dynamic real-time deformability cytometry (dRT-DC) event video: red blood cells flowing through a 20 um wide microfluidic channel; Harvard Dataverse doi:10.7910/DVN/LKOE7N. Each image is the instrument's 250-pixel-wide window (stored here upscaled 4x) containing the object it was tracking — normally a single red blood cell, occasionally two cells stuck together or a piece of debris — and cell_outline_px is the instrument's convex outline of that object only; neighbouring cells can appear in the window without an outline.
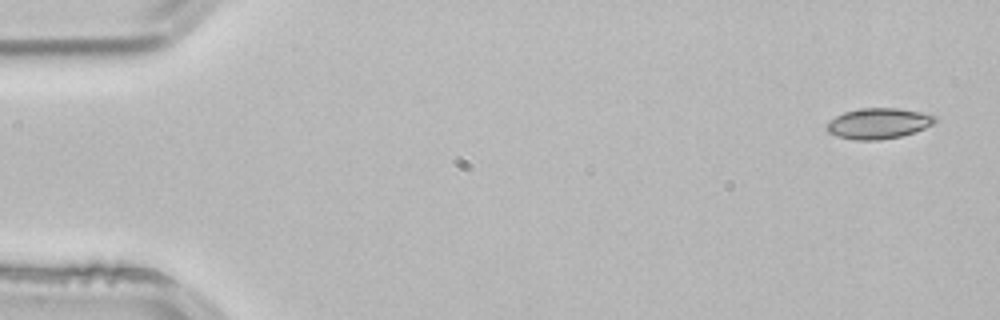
{"species": "common noctule bat (a hibernating species)", "species_latin": "Nyctalus noctula", "temperature_condition": "room temperature", "stored_images_in_passage": 4, "camera_frame_rate_fps": 3000, "um_per_image_px": 0.085, "animal": {"sex": "male", "body_mass_g": 21.5, "forearm_length_mm": 52.0}, "frame": {"image": 1, "passage_image": 1, "time_ms": 0.0, "image_size_px": [1000, 320], "cell_outline_px": [[936, 120], [932, 124], [924, 128], [900, 136], [880, 140], [856, 140], [836, 136], [828, 132], [824, 124], [828, 120], [844, 112], [864, 108], [896, 108], [920, 112], [936, 116]], "centroid_in_image_um": [74.6, 10.49], "position_along_channel_um": 10.4, "area_um2": 19.25}}
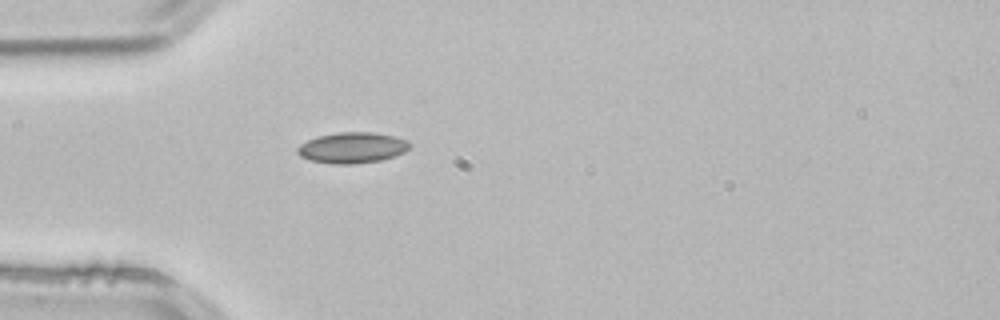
{"frame": {"image": 2, "passage_image": 4, "time_ms": 1.0, "image_size_px": [1000, 320], "cell_outline_px": [[412, 144], [404, 152], [396, 156], [380, 160], [352, 164], [332, 164], [312, 160], [300, 156], [296, 152], [296, 148], [300, 144], [316, 136], [336, 132], [372, 132], [392, 136], [404, 140]], "centroid_in_image_um": [29.9, 12.55], "position_along_channel_um": 55.1, "area_um2": 20.11}}